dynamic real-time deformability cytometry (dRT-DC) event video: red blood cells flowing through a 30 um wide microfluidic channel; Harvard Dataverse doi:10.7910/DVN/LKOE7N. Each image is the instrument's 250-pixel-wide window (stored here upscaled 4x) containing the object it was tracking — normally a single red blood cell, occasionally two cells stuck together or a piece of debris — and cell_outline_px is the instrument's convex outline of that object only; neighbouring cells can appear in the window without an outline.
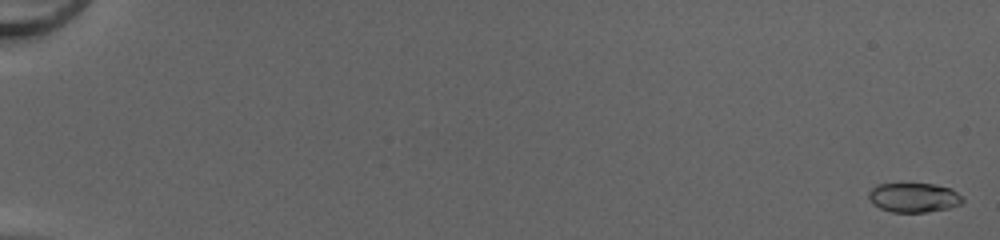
{"species": "common noctule bat (a hibernating species)", "species_latin": "Nyctalus noctula", "temperature_condition": "cold", "stored_images_in_passage": 53, "camera_frame_rate_fps": 3000, "um_per_image_px": 0.085, "animal": {"sex": "female", "body_mass_g": 20.0, "forearm_length_mm": 54.0}, "frame": {"image": 1, "passage_image": 2, "time_ms": 0.333, "image_size_px": [1000, 240], "cell_outline_px": [[964, 200], [960, 204], [948, 208], [928, 212], [892, 212], [880, 208], [872, 204], [868, 196], [868, 192], [876, 184], [932, 184], [948, 188], [956, 192]], "centroid_in_image_um": [77.62, 16.8], "position_along_channel_um": 7.4, "area_um2": 15.95}}
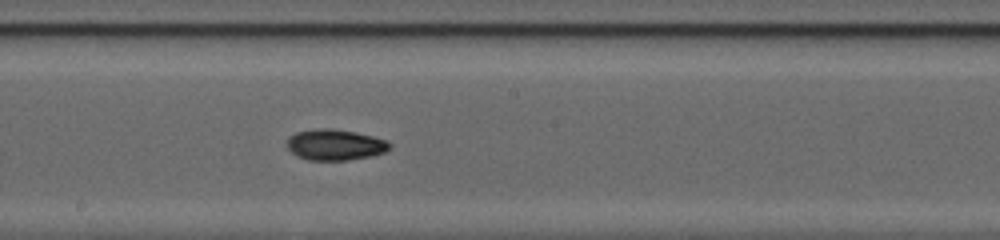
{"frame": {"image": 2, "passage_image": 32, "time_ms": 10.333, "image_size_px": [1000, 240], "cell_outline_px": [[392, 144], [384, 152], [372, 156], [348, 160], [308, 160], [296, 156], [288, 148], [288, 136], [296, 132], [320, 128], [332, 128], [356, 132], [388, 140]], "centroid_in_image_um": [28.49, 12.3], "position_along_channel_um": 219.7, "area_um2": 18.55}}
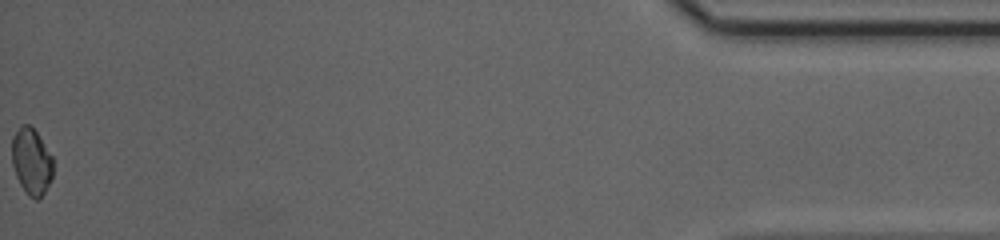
{"frame": {"image": 3, "passage_image": 53, "time_ms": 17.333, "image_size_px": [1000, 240], "cell_outline_px": [[52, 176], [44, 192], [36, 200], [28, 196], [20, 184], [16, 176], [12, 164], [12, 136], [20, 124], [28, 124], [36, 132], [52, 156]], "centroid_in_image_um": [2.64, 13.7], "position_along_channel_um": 432.6, "area_um2": 15.78}, "authors_computed_cell_mechanics": {"area_um2": 17.051, "velocity_mm_per_s": 4.2219, "shape_relaxation_time_tau1_ms": 4.4578, "shape_relaxation_time_tau2_ms": 2.983, "deformation_change_tau1": 0.1322, "deformation_change_tau2": 0.0672}}